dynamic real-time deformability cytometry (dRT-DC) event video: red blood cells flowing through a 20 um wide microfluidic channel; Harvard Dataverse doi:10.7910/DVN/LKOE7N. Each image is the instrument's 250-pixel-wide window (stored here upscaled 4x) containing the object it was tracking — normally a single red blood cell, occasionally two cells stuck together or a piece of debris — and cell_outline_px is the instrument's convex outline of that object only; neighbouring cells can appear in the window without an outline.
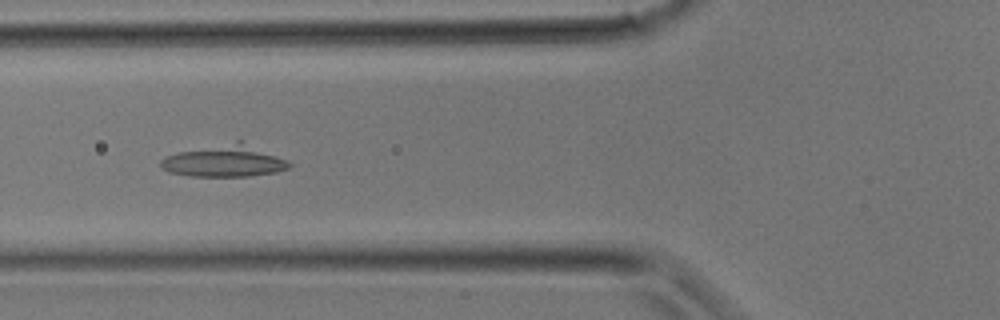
{"species": "common noctule bat (a hibernating species)", "species_latin": "Nyctalus noctula", "temperature_condition": "room temperature", "stored_images_in_passage": 25, "camera_frame_rate_fps": 3000, "um_per_image_px": 0.085, "animal": {"sex": "male", "body_mass_g": 17.9}, "frame": {"image": 1, "passage_image": 5, "time_ms": 1.333, "image_size_px": [1000, 320], "cell_outline_px": [[292, 164], [288, 168], [276, 172], [248, 176], [192, 176], [168, 172], [160, 164], [160, 160], [164, 156], [180, 152], [236, 140], [240, 140], [288, 160]], "centroid_in_image_um": [19.1, 13.68], "position_along_channel_um": 106.7, "area_um2": 23.64}}
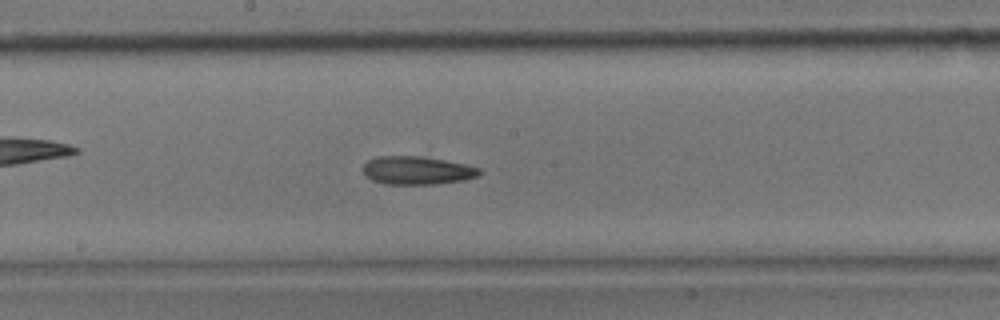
{"frame": {"image": 2, "passage_image": 10, "time_ms": 3.0, "image_size_px": [1000, 320], "cell_outline_px": [[480, 176], [464, 180], [436, 184], [388, 184], [372, 180], [364, 176], [360, 168], [368, 160], [376, 156], [420, 156], [444, 160], [464, 164], [480, 168]], "centroid_in_image_um": [35.4, 14.49], "position_along_channel_um": 212.8, "area_um2": 19.31}}
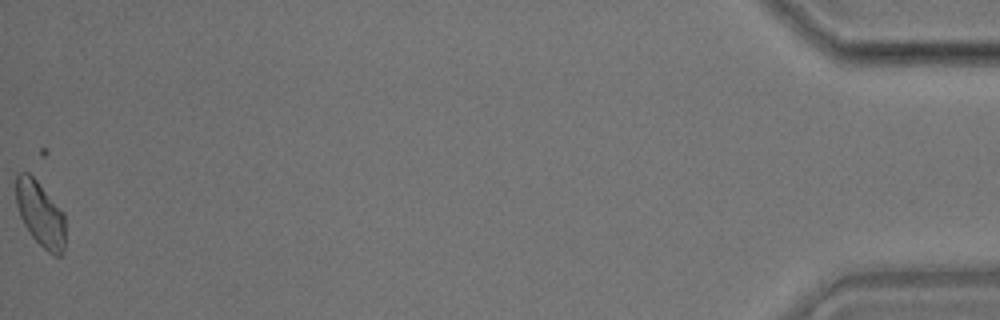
{"frame": {"image": 3, "passage_image": 25, "time_ms": 8.0, "image_size_px": [1000, 320], "cell_outline_px": [[64, 252], [60, 256], [52, 256], [32, 236], [24, 224], [20, 216], [16, 204], [16, 176], [20, 172], [28, 172], [36, 180], [64, 212]], "centroid_in_image_um": [3.43, 18.2], "position_along_channel_um": 431.8, "area_um2": 18.61}}